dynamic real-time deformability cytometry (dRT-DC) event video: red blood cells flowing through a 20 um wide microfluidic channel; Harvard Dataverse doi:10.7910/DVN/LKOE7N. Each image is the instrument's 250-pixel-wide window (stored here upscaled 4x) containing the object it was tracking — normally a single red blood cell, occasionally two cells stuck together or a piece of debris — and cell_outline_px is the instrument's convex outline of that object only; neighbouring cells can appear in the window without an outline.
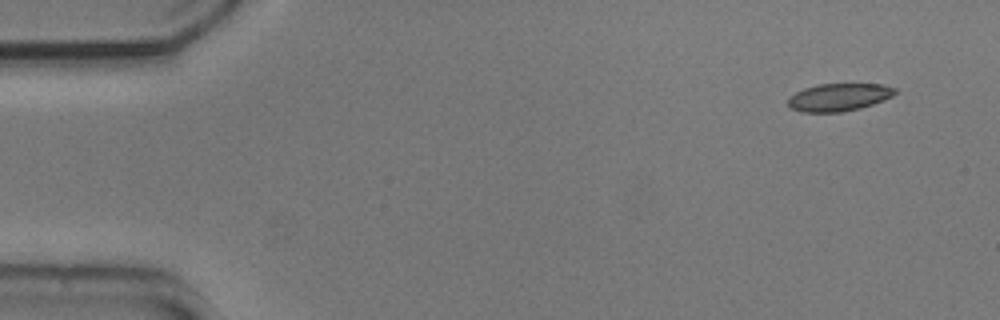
{"species": "common noctule bat (a hibernating species)", "species_latin": "Nyctalus noctula", "temperature_condition": "cold", "stored_images_in_passage": 52, "camera_frame_rate_fps": 3000, "um_per_image_px": 0.085, "animal": {"sex": "male", "body_mass_g": 20.5, "forearm_length_mm": 52.5}, "frame": {"image": 1, "passage_image": 1, "time_ms": 0.0, "image_size_px": [1000, 320], "cell_outline_px": [[896, 92], [892, 96], [884, 100], [860, 108], [840, 112], [804, 112], [792, 108], [788, 104], [788, 96], [804, 88], [816, 84], [884, 84], [896, 88]], "centroid_in_image_um": [71.3, 8.25], "position_along_channel_um": 13.7, "area_um2": 17.22}}
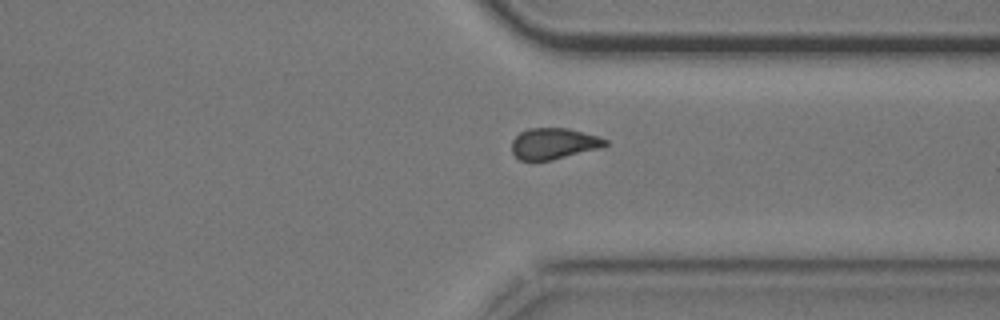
{"frame": {"image": 2, "passage_image": 38, "time_ms": 12.333, "image_size_px": [1000, 320], "cell_outline_px": [[608, 144], [604, 148], [552, 160], [520, 160], [512, 152], [512, 140], [520, 132], [528, 128], [568, 128], [600, 136], [608, 140]], "centroid_in_image_um": [47.13, 12.2], "position_along_channel_um": 364.3, "area_um2": 17.22}}
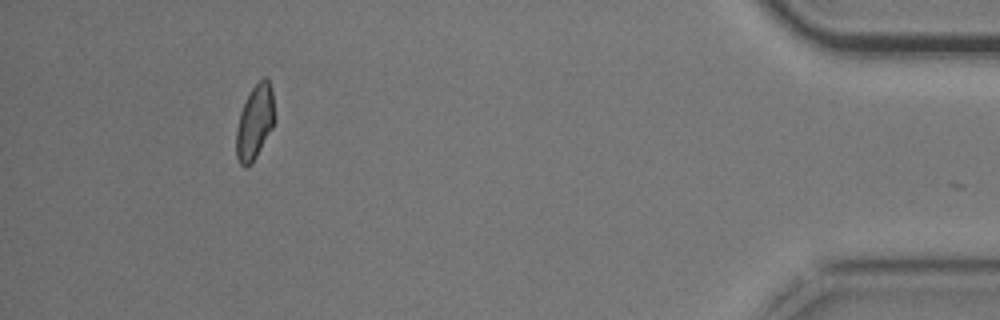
{"frame": {"image": 3, "passage_image": 47, "time_ms": 15.333, "image_size_px": [1000, 320], "cell_outline_px": [[276, 120], [272, 128], [252, 164], [244, 168], [240, 164], [236, 156], [236, 128], [240, 112], [252, 88], [264, 76], [268, 80], [272, 88]], "centroid_in_image_um": [21.67, 10.4], "position_along_channel_um": 413.5, "area_um2": 16.76}}